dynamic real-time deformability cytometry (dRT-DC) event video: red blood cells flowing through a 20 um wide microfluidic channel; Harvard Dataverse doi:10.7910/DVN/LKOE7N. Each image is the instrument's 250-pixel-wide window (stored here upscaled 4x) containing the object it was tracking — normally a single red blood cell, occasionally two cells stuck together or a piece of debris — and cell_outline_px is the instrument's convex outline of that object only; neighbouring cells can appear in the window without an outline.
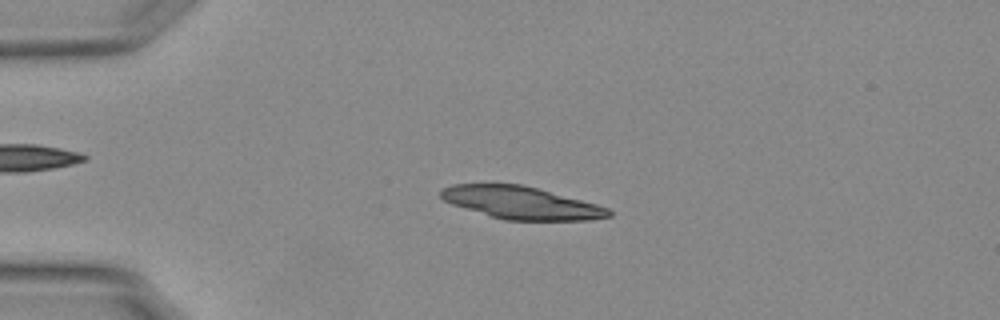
{"species": "Egyptian fruit bat (a non-hibernating species)", "species_latin": "Rousettus aegyptiacus", "temperature_condition": "warm", "stored_images_in_passage": 52, "camera_frame_rate_fps": 3000, "um_per_image_px": 0.085, "animal": {"sex": "female"}, "frame": {"image": 1, "passage_image": 12, "time_ms": 3.667, "image_size_px": [1000, 320], "cell_outline_px": [[612, 216], [588, 220], [504, 220], [452, 204], [444, 200], [440, 196], [440, 192], [444, 188], [452, 184], [524, 184], [596, 204], [608, 208], [612, 212]], "centroid_in_image_um": [44.32, 17.23], "position_along_channel_um": 40.7, "area_um2": 31.56}}